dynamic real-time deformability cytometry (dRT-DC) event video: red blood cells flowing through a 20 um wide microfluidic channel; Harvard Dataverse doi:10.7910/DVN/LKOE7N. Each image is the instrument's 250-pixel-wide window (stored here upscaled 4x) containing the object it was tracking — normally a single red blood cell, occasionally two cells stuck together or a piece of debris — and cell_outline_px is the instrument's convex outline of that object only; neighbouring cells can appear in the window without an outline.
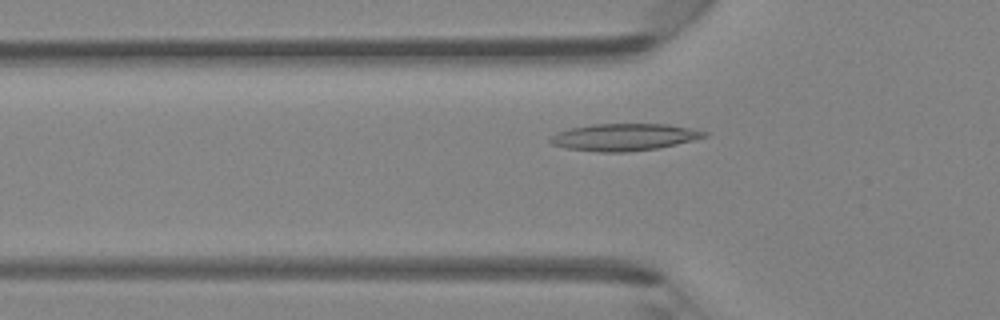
{"species": "Egyptian fruit bat (a non-hibernating species)", "species_latin": "Rousettus aegyptiacus", "temperature_condition": "room temperature", "stored_images_in_passage": 45, "camera_frame_rate_fps": 3000, "um_per_image_px": 0.085, "animal": {"sex": "female"}, "frame": {"image": 1, "passage_image": 15, "time_ms": 4.667, "image_size_px": [1000, 320], "cell_outline_px": [[708, 136], [676, 144], [656, 148], [628, 152], [600, 152], [568, 148], [552, 144], [548, 140], [556, 132], [572, 128], [592, 124], [668, 124], [708, 132]], "centroid_in_image_um": [53.04, 11.65], "position_along_channel_um": 72.8, "area_um2": 24.04}}
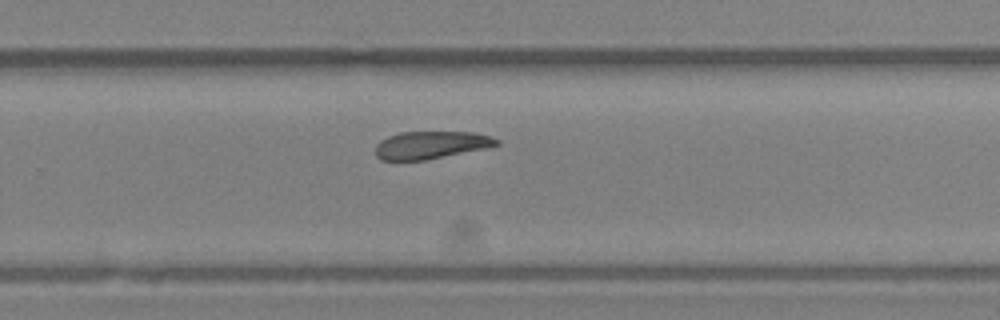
{"frame": {"image": 2, "passage_image": 30, "time_ms": 9.667, "image_size_px": [1000, 320], "cell_outline_px": [[500, 144], [488, 148], [424, 160], [380, 160], [376, 156], [376, 144], [380, 140], [388, 136], [400, 132], [472, 132], [488, 136], [500, 140]], "centroid_in_image_um": [36.62, 12.32], "position_along_channel_um": 293.2, "area_um2": 19.48}}
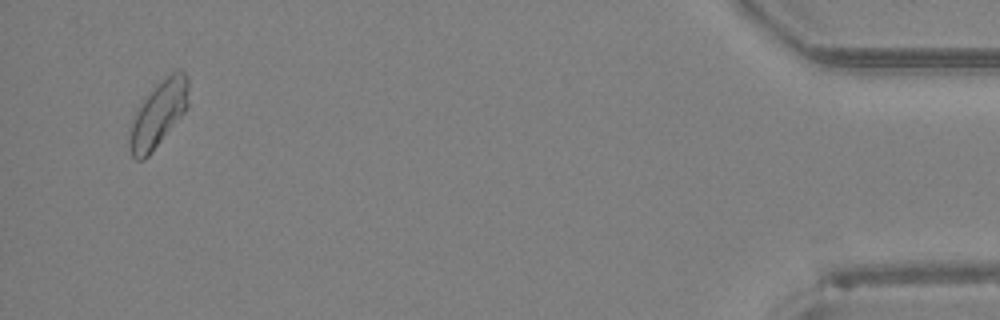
{"frame": {"image": 3, "passage_image": 44, "time_ms": 14.333, "image_size_px": [1000, 320], "cell_outline_px": [[188, 108], [148, 156], [144, 160], [136, 160], [132, 156], [128, 144], [128, 128], [140, 104], [172, 72], [180, 68], [188, 76]], "centroid_in_image_um": [13.45, 9.74], "position_along_channel_um": 421.7, "area_um2": 22.25}}